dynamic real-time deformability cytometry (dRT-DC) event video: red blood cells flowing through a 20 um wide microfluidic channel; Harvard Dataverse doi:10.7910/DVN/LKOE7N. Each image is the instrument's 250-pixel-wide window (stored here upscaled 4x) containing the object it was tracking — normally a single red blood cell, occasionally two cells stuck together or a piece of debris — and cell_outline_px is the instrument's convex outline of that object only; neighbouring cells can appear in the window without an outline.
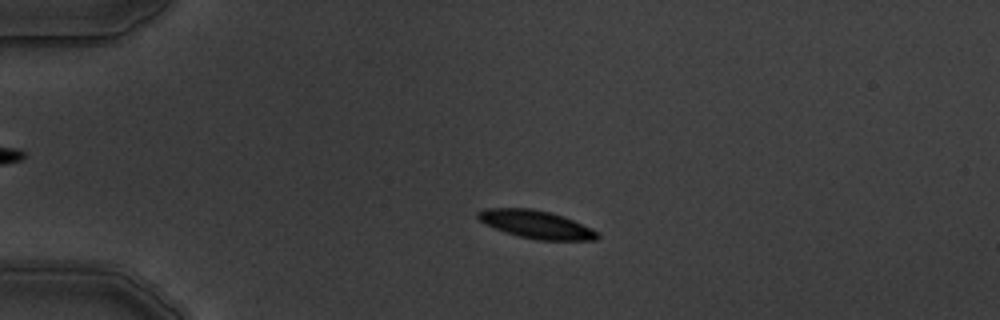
{"species": "common noctule bat (a hibernating species)", "species_latin": "Nyctalus noctula", "temperature_condition": "warm", "stored_images_in_passage": 4, "camera_frame_rate_fps": 3000, "um_per_image_px": 0.085, "animal": {"sex": "male", "body_mass_g": 19.5, "forearm_length_mm": 54.6}, "frame": {"image": 1, "passage_image": 3, "time_ms": 2.333, "image_size_px": [1000, 320], "cell_outline_px": [[600, 236], [596, 240], [536, 240], [504, 232], [484, 224], [476, 216], [476, 212], [484, 208], [532, 208], [564, 216], [600, 232]], "centroid_in_image_um": [45.56, 19.07], "position_along_channel_um": 39.4, "area_um2": 19.59}}